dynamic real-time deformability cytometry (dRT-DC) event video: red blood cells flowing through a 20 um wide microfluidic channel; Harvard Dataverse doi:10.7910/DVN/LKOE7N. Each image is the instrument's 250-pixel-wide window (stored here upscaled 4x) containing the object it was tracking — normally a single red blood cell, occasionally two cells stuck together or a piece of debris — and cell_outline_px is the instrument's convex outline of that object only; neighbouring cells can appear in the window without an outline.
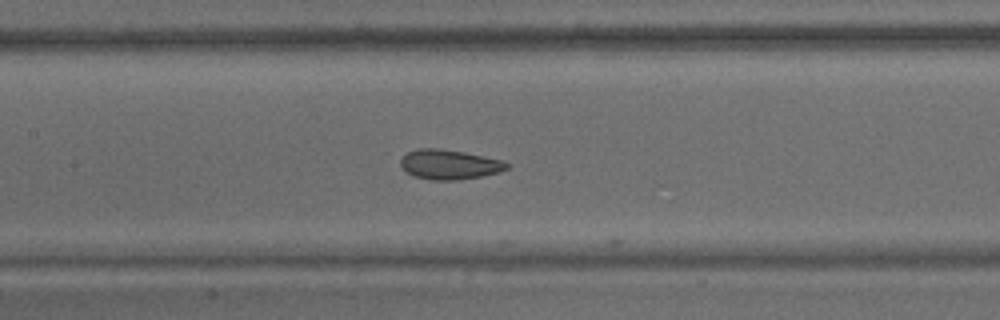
{"species": "common noctule bat (a hibernating species)", "species_latin": "Nyctalus noctula", "temperature_condition": "warm", "stored_images_in_passage": 39, "camera_frame_rate_fps": 3000, "um_per_image_px": 0.085, "animal": {"sex": "male", "body_mass_g": 15.6}, "frame": {"image": 1, "passage_image": 15, "time_ms": 4.667, "image_size_px": [1000, 320], "cell_outline_px": [[508, 168], [496, 172], [480, 176], [460, 180], [432, 180], [412, 176], [400, 164], [400, 160], [408, 152], [420, 148], [440, 148], [464, 152], [504, 160], [508, 164]], "centroid_in_image_um": [38.19, 13.98], "position_along_channel_um": 169.2, "area_um2": 18.26}}
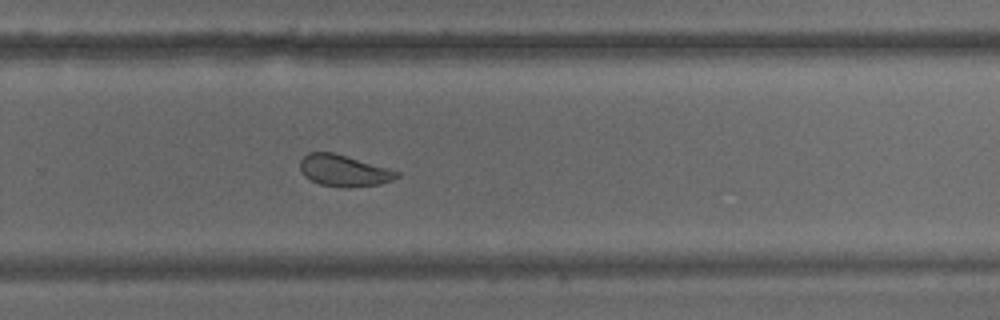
{"frame": {"image": 2, "passage_image": 26, "time_ms": 8.333, "image_size_px": [1000, 320], "cell_outline_px": [[400, 176], [392, 180], [380, 184], [348, 188], [340, 188], [320, 184], [304, 176], [300, 172], [300, 160], [308, 152], [332, 152], [388, 168], [400, 172]], "centroid_in_image_um": [29.21, 14.52], "position_along_channel_um": 300.6, "area_um2": 17.8}}
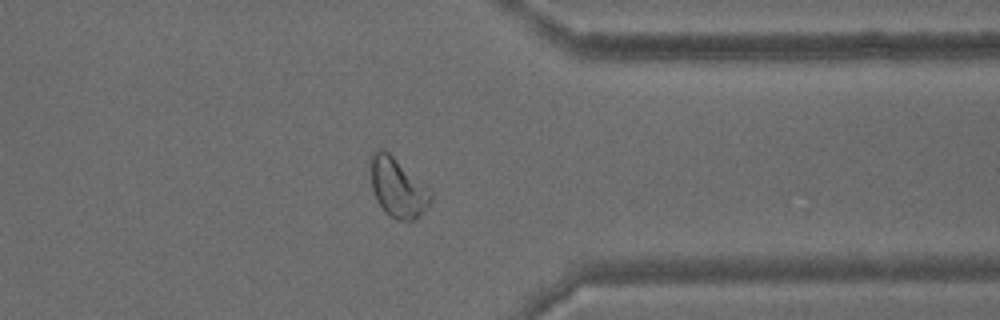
{"frame": {"image": 3, "passage_image": 33, "time_ms": 10.667, "image_size_px": [1000, 320], "cell_outline_px": [[432, 200], [412, 220], [396, 220], [376, 200], [372, 188], [372, 152], [376, 148], [380, 148], [388, 152], [428, 188], [432, 192]], "centroid_in_image_um": [33.79, 15.92], "position_along_channel_um": 377.6, "area_um2": 19.83}, "authors_computed_cell_mechanics": {"area_um2": 17.9758, "velocity_mm_per_s": 3.587, "shape_relaxation_time_tau1_ms": 0.7237, "shape_relaxation_time_tau2_ms": 3.5071, "deformation_change_tau1": 0.2871, "deformation_change_tau2": 0.0688}}